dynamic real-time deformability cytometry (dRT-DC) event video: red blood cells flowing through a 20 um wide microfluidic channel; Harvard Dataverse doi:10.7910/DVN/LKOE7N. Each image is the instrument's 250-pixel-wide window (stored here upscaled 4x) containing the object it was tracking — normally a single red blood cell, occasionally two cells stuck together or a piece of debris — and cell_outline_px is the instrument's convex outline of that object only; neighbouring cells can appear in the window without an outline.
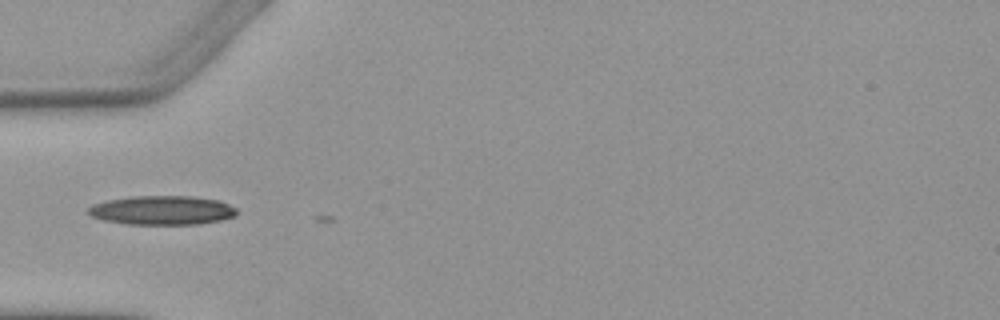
{"species": "Egyptian fruit bat (a non-hibernating species)", "species_latin": "Rousettus aegyptiacus", "temperature_condition": "warm", "stored_images_in_passage": 5, "camera_frame_rate_fps": 3000, "um_per_image_px": 0.085, "animal": {"sex": "female"}, "frame": {"image": 1, "passage_image": 4, "time_ms": 3.667, "image_size_px": [1000, 320], "cell_outline_px": [[236, 216], [220, 220], [200, 224], [124, 224], [104, 220], [92, 216], [84, 212], [92, 204], [104, 200], [132, 196], [192, 196], [220, 200], [236, 208]], "centroid_in_image_um": [13.74, 17.87], "position_along_channel_um": 71.3, "area_um2": 25.43}}